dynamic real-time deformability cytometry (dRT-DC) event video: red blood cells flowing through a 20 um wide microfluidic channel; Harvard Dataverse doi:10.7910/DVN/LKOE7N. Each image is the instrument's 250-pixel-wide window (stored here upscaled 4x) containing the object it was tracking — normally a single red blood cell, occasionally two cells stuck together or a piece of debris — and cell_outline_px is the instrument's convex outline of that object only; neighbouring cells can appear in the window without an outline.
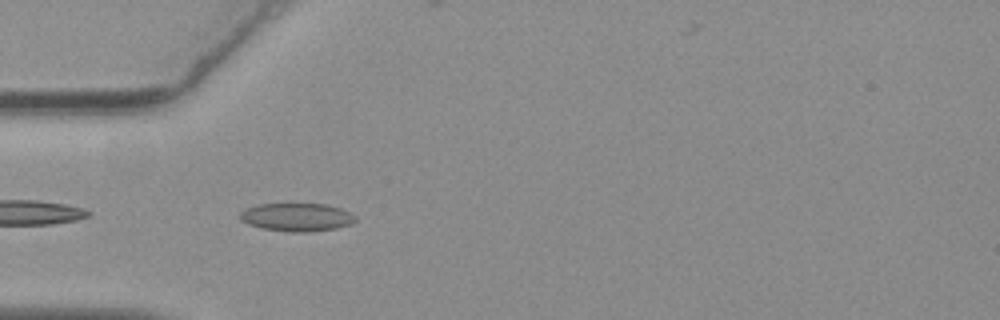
{"species": "common noctule bat (a hibernating species)", "species_latin": "Nyctalus noctula", "temperature_condition": "warm", "stored_images_in_passage": 10, "camera_frame_rate_fps": 3000, "um_per_image_px": 0.085, "animal": {"sex": "female", "body_mass_g": 19.3, "forearm_length_mm": 54.1}, "frame": {"image": 1, "passage_image": 2, "time_ms": 0.333, "image_size_px": [1000, 320], "cell_outline_px": [[356, 220], [352, 224], [336, 228], [312, 232], [292, 232], [264, 228], [248, 224], [240, 220], [240, 212], [248, 208], [260, 204], [288, 200], [324, 204], [340, 208], [356, 216]], "centroid_in_image_um": [25.23, 18.41], "position_along_channel_um": 59.8, "area_um2": 19.71}}
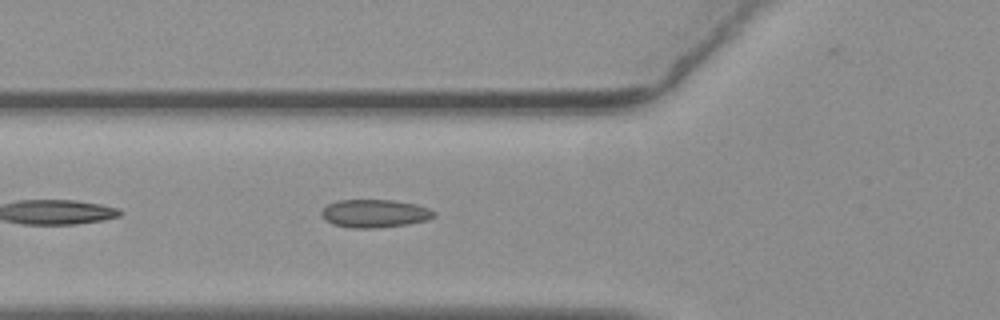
{"frame": {"image": 2, "passage_image": 5, "time_ms": 1.333, "image_size_px": [1000, 320], "cell_outline_px": [[436, 216], [428, 220], [408, 224], [376, 228], [352, 228], [332, 224], [320, 212], [328, 204], [340, 200], [392, 200], [416, 204], [428, 208], [436, 212]], "centroid_in_image_um": [31.9, 18.15], "position_along_channel_um": 93.9, "area_um2": 18.32}}